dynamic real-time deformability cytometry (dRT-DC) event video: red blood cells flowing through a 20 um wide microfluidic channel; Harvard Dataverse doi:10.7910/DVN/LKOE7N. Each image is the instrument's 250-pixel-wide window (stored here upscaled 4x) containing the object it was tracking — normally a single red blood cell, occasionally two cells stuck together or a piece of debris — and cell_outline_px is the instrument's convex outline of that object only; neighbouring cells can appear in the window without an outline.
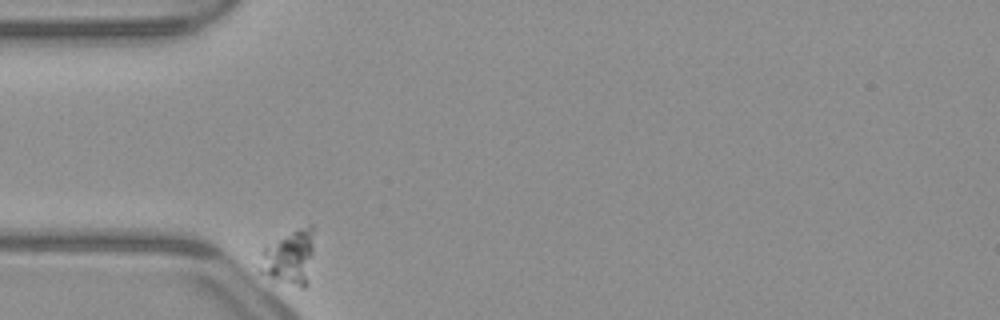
{"species": "common noctule bat (a hibernating species)", "species_latin": "Nyctalus noctula", "temperature_condition": "warm", "stored_images_in_passage": 37, "camera_frame_rate_fps": 3000, "um_per_image_px": 0.085, "animal": {"sex": "male", "body_mass_g": 23.1, "forearm_length_mm": 52.7}, "frame": {"image": 1, "passage_image": 1, "time_ms": 0.0, "image_size_px": [1000, 320], "cell_outline_px": [[312, 252], [308, 284], [304, 288], [300, 288], [268, 276], [260, 272], [260, 268], [264, 248], [292, 232], [308, 224], [312, 224]], "centroid_in_image_um": [24.64, 21.92], "position_along_channel_um": 60.4, "area_um2": 16.53}}
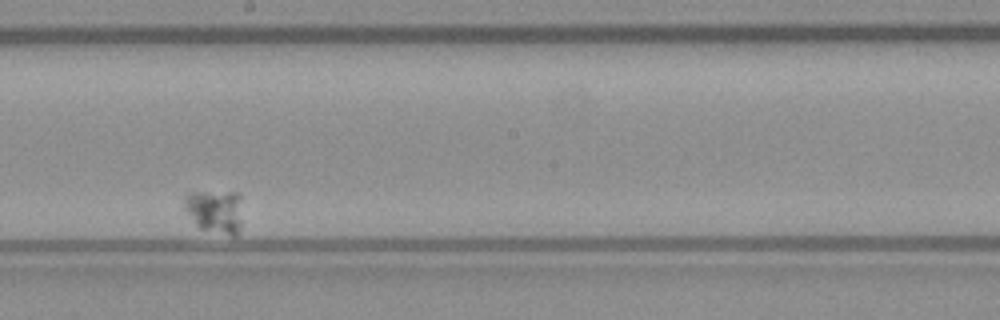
{"frame": {"image": 2, "passage_image": 22, "time_ms": 7.0, "image_size_px": [1000, 320], "cell_outline_px": [[240, 228], [236, 236], [232, 236], [200, 228], [196, 224], [184, 208], [184, 196], [188, 192], [236, 192], [240, 196]], "centroid_in_image_um": [18.26, 17.94], "position_along_channel_um": 229.9, "area_um2": 14.62}}
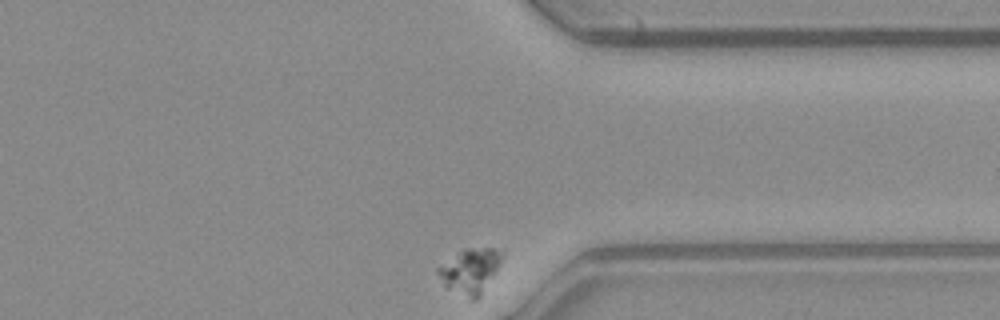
{"frame": {"image": 3, "passage_image": 37, "time_ms": 12.0, "image_size_px": [1000, 320], "cell_outline_px": [[504, 252], [496, 268], [480, 296], [476, 300], [472, 300], [448, 288], [444, 284], [436, 272], [436, 268], [460, 252], [468, 248], [504, 248]], "centroid_in_image_um": [39.96, 23.01], "position_along_channel_um": 371.4, "area_um2": 16.18}}